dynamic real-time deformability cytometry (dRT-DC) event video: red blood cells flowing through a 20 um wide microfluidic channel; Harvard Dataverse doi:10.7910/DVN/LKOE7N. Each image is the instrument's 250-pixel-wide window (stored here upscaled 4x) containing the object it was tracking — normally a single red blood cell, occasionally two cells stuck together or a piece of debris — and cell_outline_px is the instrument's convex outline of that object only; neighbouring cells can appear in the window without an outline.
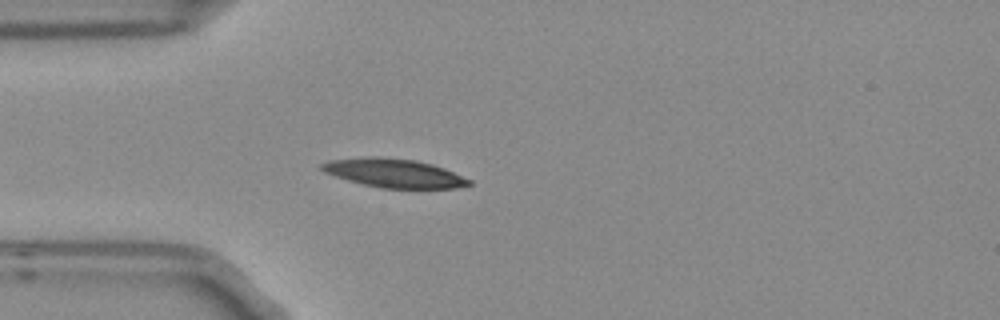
{"species": "Egyptian fruit bat (a non-hibernating species)", "species_latin": "Rousettus aegyptiacus", "temperature_condition": "room temperature", "stored_images_in_passage": 5, "camera_frame_rate_fps": 3000, "um_per_image_px": 0.085, "frame": {"image": 1, "passage_image": 5, "time_ms": 1.333, "image_size_px": [1000, 320], "cell_outline_px": [[472, 184], [456, 188], [380, 188], [348, 180], [324, 172], [320, 168], [320, 164], [332, 160], [368, 156], [376, 156], [416, 160], [432, 164], [444, 168], [472, 180]], "centroid_in_image_um": [33.51, 14.71], "position_along_channel_um": 51.5, "area_um2": 24.57}}